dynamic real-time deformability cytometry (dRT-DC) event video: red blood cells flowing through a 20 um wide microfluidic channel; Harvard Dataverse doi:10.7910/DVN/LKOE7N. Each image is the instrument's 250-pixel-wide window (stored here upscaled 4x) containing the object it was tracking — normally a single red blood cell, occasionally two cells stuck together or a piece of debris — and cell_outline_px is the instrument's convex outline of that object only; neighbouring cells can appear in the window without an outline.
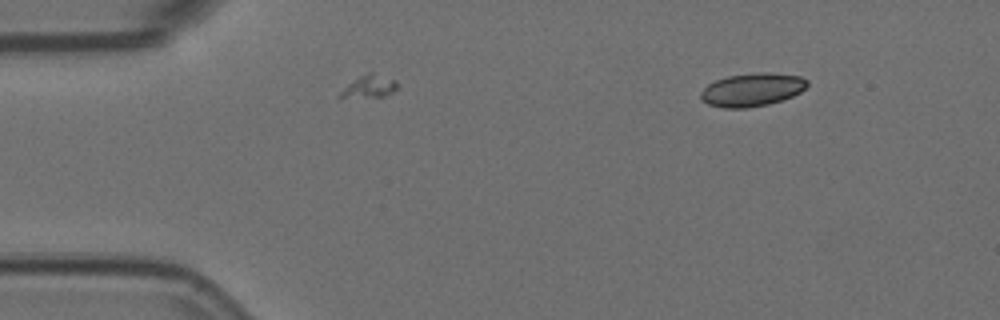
{"species": "Egyptian fruit bat (a non-hibernating species)", "species_latin": "Rousettus aegyptiacus", "temperature_condition": "room temperature", "stored_images_in_passage": 2, "camera_frame_rate_fps": 3000, "um_per_image_px": 0.085, "animal": {"sex": "female"}, "frame": {"image": 1, "passage_image": 1, "time_ms": 0.0, "image_size_px": [1000, 320], "cell_outline_px": [[808, 84], [800, 92], [792, 96], [768, 104], [748, 108], [724, 108], [708, 104], [700, 100], [700, 92], [708, 84], [716, 80], [728, 76], [756, 72], [768, 72], [800, 76], [808, 80]], "centroid_in_image_um": [63.9, 7.62], "position_along_channel_um": 21.1, "area_um2": 20.63}}